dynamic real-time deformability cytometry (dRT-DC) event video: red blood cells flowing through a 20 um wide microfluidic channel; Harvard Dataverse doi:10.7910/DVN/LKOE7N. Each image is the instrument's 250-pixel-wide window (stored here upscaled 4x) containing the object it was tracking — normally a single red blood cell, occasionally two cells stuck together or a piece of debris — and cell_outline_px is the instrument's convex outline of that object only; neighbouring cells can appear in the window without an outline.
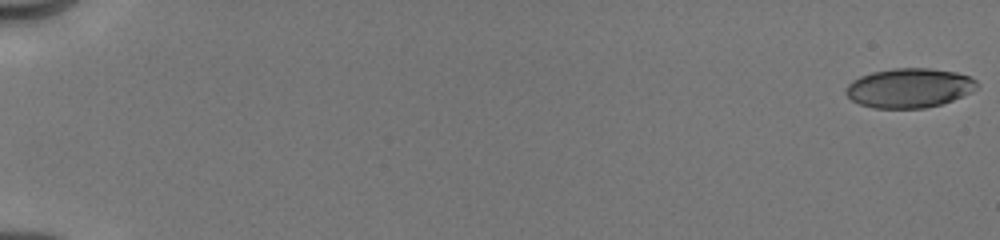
{"species": "human", "species_latin": "Homo sapiens", "temperature_condition": "cold", "stored_images_in_passage": 12, "camera_frame_rate_fps": 3000, "um_per_image_px": 0.085, "donor": {"sex": "male"}, "frame": {"image": 1, "passage_image": 1, "time_ms": 0.0, "image_size_px": [1000, 240], "cell_outline_px": [[980, 84], [972, 92], [952, 100], [940, 104], [924, 108], [872, 108], [860, 104], [852, 100], [844, 92], [848, 84], [852, 80], [860, 76], [872, 72], [896, 68], [928, 68], [956, 72], [968, 76], [976, 80]], "centroid_in_image_um": [77.28, 7.47], "position_along_channel_um": 7.7, "area_um2": 30.11}}
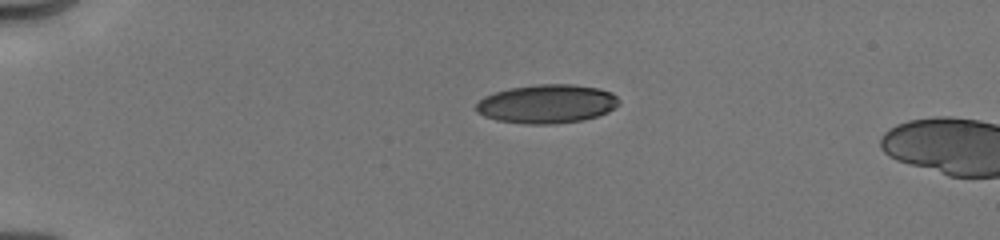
{"frame": {"image": 2, "passage_image": 10, "time_ms": 4.333, "image_size_px": [1000, 240], "cell_outline_px": [[620, 104], [608, 112], [584, 120], [552, 124], [528, 124], [496, 120], [484, 116], [476, 112], [476, 104], [484, 96], [508, 88], [536, 84], [572, 84], [600, 88], [612, 92], [620, 100]], "centroid_in_image_um": [46.5, 8.82], "position_along_channel_um": 38.5, "area_um2": 32.48}}